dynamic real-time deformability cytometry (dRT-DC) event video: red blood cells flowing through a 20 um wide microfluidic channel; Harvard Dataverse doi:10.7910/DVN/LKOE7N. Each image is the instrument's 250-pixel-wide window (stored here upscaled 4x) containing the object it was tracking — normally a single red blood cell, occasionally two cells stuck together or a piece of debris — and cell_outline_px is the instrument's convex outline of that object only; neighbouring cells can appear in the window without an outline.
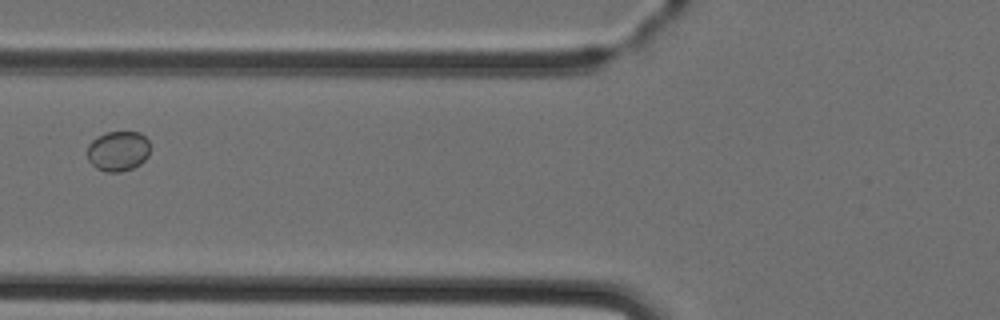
{"species": "Egyptian fruit bat (a non-hibernating species)", "species_latin": "Rousettus aegyptiacus", "temperature_condition": "cold", "stored_images_in_passage": 6, "camera_frame_rate_fps": 3000, "um_per_image_px": 0.085, "animal": {"sex": "female"}, "frame": {"image": 1, "passage_image": 5, "time_ms": 5.0, "image_size_px": [1000, 320], "cell_outline_px": [[148, 156], [140, 164], [132, 168], [120, 172], [104, 172], [96, 168], [88, 160], [88, 144], [96, 136], [108, 132], [140, 132], [148, 140]], "centroid_in_image_um": [10.01, 12.84], "position_along_channel_um": 115.8, "area_um2": 14.68}}
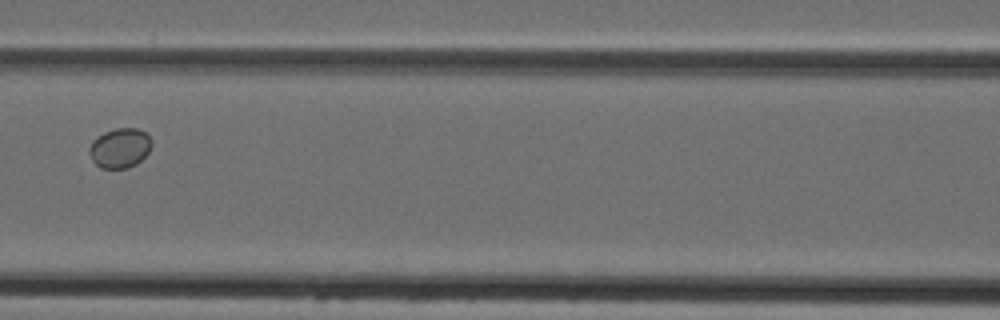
{"frame": {"image": 2, "passage_image": 6, "time_ms": 6.0, "image_size_px": [1000, 320], "cell_outline_px": [[152, 144], [148, 152], [136, 164], [128, 168], [100, 168], [92, 160], [88, 152], [88, 148], [92, 140], [96, 136], [104, 132], [116, 128], [136, 128], [144, 132], [152, 140]], "centroid_in_image_um": [10.15, 12.58], "position_along_channel_um": 156.4, "area_um2": 14.51}}